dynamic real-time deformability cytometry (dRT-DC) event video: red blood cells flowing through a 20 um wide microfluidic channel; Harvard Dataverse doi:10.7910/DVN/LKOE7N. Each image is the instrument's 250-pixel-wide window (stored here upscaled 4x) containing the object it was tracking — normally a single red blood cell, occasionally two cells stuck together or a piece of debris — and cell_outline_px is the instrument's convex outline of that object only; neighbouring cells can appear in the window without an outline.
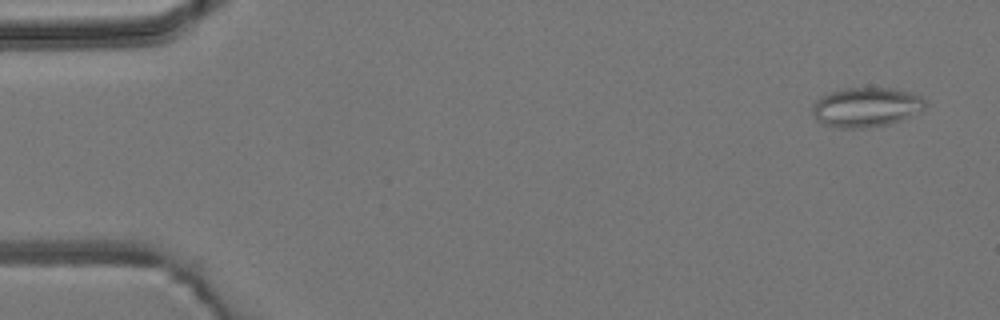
{"species": "common noctule bat (a hibernating species)", "species_latin": "Nyctalus noctula", "temperature_condition": "room temperature", "stored_images_in_passage": 6, "camera_frame_rate_fps": 3000, "um_per_image_px": 0.085, "animal": {"sex": "male", "body_mass_g": 19.2, "forearm_length_mm": 51.8}, "frame": {"image": 1, "passage_image": 1, "time_ms": 0.0, "image_size_px": [1000, 320], "cell_outline_px": [[924, 108], [900, 120], [888, 124], [868, 128], [836, 128], [820, 124], [816, 120], [812, 112], [812, 104], [820, 96], [828, 92], [844, 88], [892, 88], [912, 92], [924, 96]], "centroid_in_image_um": [73.56, 9.11], "position_along_channel_um": 11.4, "area_um2": 26.3}}
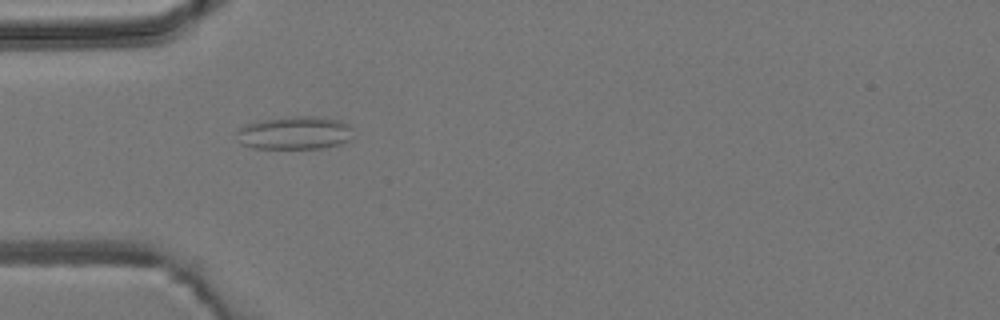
{"frame": {"image": 2, "passage_image": 4, "time_ms": 4.333, "image_size_px": [1000, 320], "cell_outline_px": [[352, 128], [348, 140], [340, 144], [320, 148], [252, 148], [240, 144], [236, 132], [244, 124], [256, 120], [296, 116], [312, 116], [336, 120], [348, 124]], "centroid_in_image_um": [24.97, 11.29], "position_along_channel_um": 60.0, "area_um2": 22.37}}
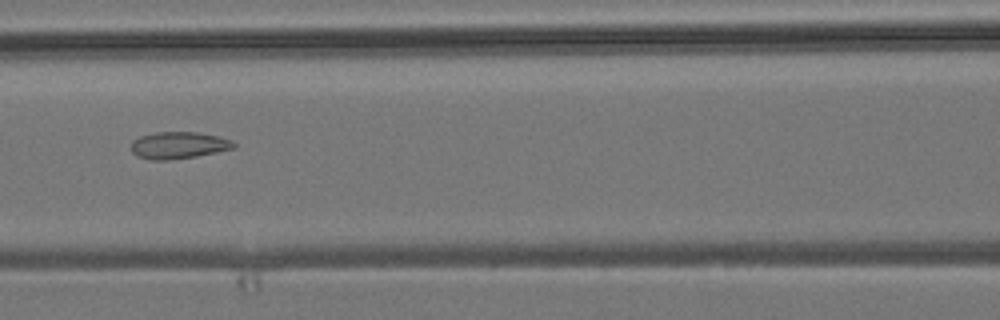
{"frame": {"image": 3, "passage_image": 6, "time_ms": 6.667, "image_size_px": [1000, 320], "cell_outline_px": [[236, 148], [196, 156], [168, 160], [152, 160], [136, 156], [132, 152], [132, 140], [140, 136], [156, 132], [196, 132], [220, 136], [232, 140], [236, 144]], "centroid_in_image_um": [15.19, 12.34], "position_along_channel_um": 151.4, "area_um2": 16.18}}